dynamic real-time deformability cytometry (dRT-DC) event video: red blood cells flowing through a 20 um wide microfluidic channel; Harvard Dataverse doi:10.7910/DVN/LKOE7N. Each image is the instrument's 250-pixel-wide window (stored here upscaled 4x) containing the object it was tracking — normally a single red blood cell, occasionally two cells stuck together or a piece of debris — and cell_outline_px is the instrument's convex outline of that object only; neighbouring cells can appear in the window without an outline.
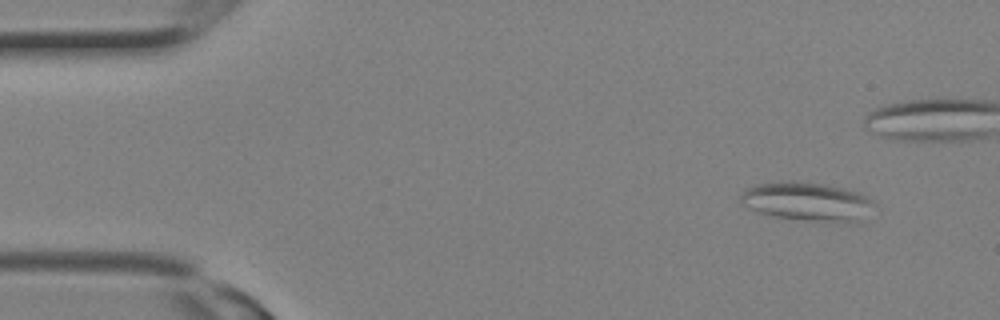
{"species": "Egyptian fruit bat (a non-hibernating species)", "species_latin": "Rousettus aegyptiacus", "temperature_condition": "room temperature", "stored_images_in_passage": 4, "camera_frame_rate_fps": 3000, "um_per_image_px": 0.085, "animal": {"sex": "female"}, "frame": {"image": 1, "passage_image": 1, "time_ms": 0.0, "image_size_px": [1000, 320], "cell_outline_px": [[876, 204], [860, 220], [804, 220], [776, 216], [760, 212], [740, 204], [740, 196], [748, 188], [756, 184], [824, 184], [844, 188], [860, 192], [868, 196]], "centroid_in_image_um": [68.64, 17.14], "position_along_channel_um": 16.4, "area_um2": 28.55}}